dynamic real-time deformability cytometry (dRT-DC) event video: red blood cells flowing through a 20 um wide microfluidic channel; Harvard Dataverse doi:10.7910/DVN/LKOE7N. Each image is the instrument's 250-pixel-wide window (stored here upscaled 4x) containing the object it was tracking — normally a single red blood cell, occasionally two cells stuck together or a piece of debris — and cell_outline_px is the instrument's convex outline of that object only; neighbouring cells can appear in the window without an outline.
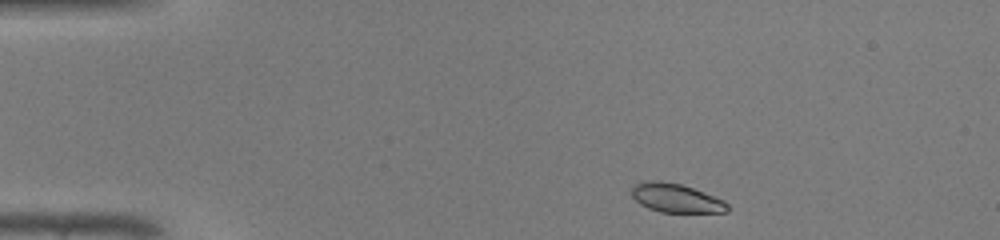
{"species": "common noctule bat (a hibernating species)", "species_latin": "Nyctalus noctula", "temperature_condition": "warm", "stored_images_in_passage": 40, "camera_frame_rate_fps": 3000, "um_per_image_px": 0.085, "animal": {"sex": "male", "body_mass_g": 19.0, "forearm_length_mm": 50.8}, "frame": {"image": 1, "passage_image": 1, "time_ms": 0.0, "image_size_px": [1000, 240], "cell_outline_px": [[728, 212], [660, 212], [648, 208], [640, 204], [632, 196], [632, 188], [636, 184], [644, 180], [660, 180], [680, 184], [692, 188], [724, 200], [728, 204]], "centroid_in_image_um": [57.44, 16.83], "position_along_channel_um": 27.6, "area_um2": 16.01}}
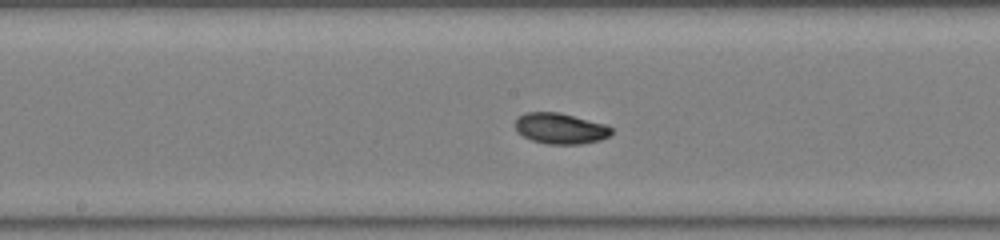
{"frame": {"image": 2, "passage_image": 18, "time_ms": 5.667, "image_size_px": [1000, 240], "cell_outline_px": [[612, 132], [608, 136], [600, 140], [580, 144], [548, 144], [532, 140], [516, 132], [516, 116], [524, 112], [560, 112], [604, 124], [612, 128]], "centroid_in_image_um": [47.59, 10.91], "position_along_channel_um": 200.6, "area_um2": 17.28}}
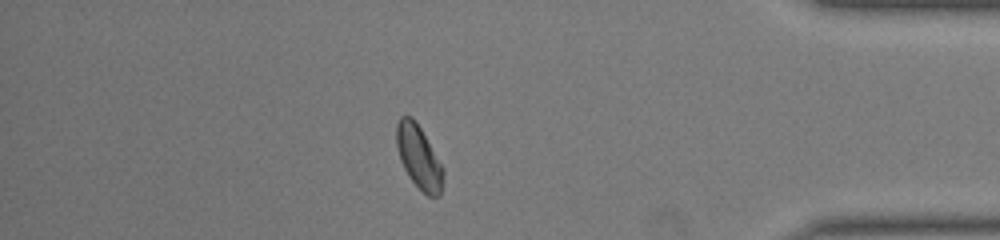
{"frame": {"image": 3, "passage_image": 34, "time_ms": 11.0, "image_size_px": [1000, 240], "cell_outline_px": [[444, 172], [440, 196], [428, 196], [408, 176], [400, 160], [396, 144], [396, 124], [400, 116], [412, 116], [416, 120], [444, 168]], "centroid_in_image_um": [35.59, 13.31], "position_along_channel_um": 399.6, "area_um2": 17.22}, "authors_computed_cell_mechanics": {"area_um2": 16.9354, "velocity_mm_per_s": 4.3239, "shape_relaxation_time_tau1_ms": 1.7069, "shape_relaxation_time_tau2_ms": null, "deformation_change_tau1": 0.0824, "deformation_change_tau2": null}}